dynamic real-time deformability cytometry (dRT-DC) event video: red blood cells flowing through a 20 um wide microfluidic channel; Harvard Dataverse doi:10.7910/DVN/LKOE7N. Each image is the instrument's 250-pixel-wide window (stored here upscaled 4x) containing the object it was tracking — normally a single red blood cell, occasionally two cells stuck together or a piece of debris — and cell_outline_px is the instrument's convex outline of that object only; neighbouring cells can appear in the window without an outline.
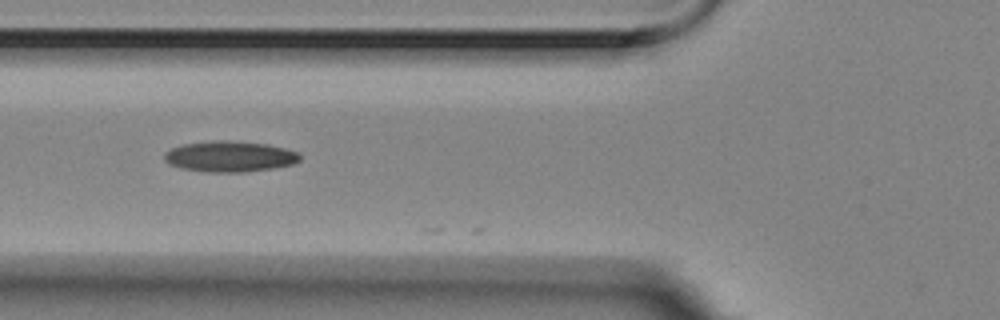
{"species": "Egyptian fruit bat (a non-hibernating species)", "species_latin": "Rousettus aegyptiacus", "temperature_condition": "room temperature", "stored_images_in_passage": 7, "camera_frame_rate_fps": 3000, "um_per_image_px": 0.085, "animal": {"sex": "female"}, "frame": {"image": 1, "passage_image": 2, "time_ms": 0.333, "image_size_px": [1000, 320], "cell_outline_px": [[300, 160], [292, 164], [272, 168], [244, 172], [208, 172], [180, 168], [168, 164], [164, 160], [164, 152], [172, 148], [184, 144], [212, 140], [228, 140], [268, 144], [300, 152]], "centroid_in_image_um": [19.51, 13.29], "position_along_channel_um": 106.3, "area_um2": 24.45}}
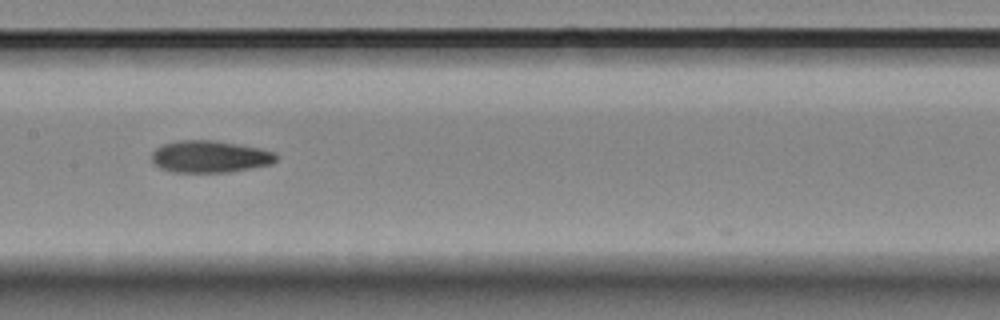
{"frame": {"image": 2, "passage_image": 4, "time_ms": 1.0, "image_size_px": [1000, 320], "cell_outline_px": [[276, 160], [272, 164], [228, 172], [172, 172], [160, 168], [152, 160], [152, 152], [160, 144], [176, 140], [212, 140], [260, 148], [276, 152]], "centroid_in_image_um": [17.81, 13.3], "position_along_channel_um": 189.6, "area_um2": 23.24}}
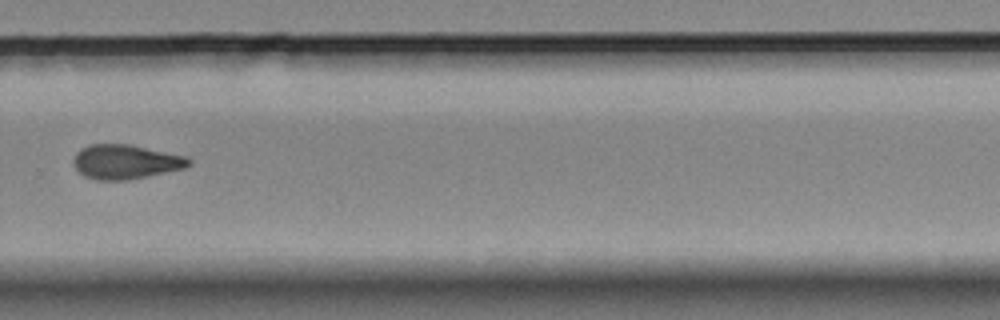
{"frame": {"image": 3, "passage_image": 7, "time_ms": 2.0, "image_size_px": [1000, 320], "cell_outline_px": [[192, 164], [184, 168], [148, 176], [128, 180], [96, 180], [84, 176], [72, 164], [72, 160], [76, 152], [80, 148], [88, 144], [128, 144], [188, 156], [192, 160]], "centroid_in_image_um": [10.67, 13.75], "position_along_channel_um": 319.1, "area_um2": 23.35}}